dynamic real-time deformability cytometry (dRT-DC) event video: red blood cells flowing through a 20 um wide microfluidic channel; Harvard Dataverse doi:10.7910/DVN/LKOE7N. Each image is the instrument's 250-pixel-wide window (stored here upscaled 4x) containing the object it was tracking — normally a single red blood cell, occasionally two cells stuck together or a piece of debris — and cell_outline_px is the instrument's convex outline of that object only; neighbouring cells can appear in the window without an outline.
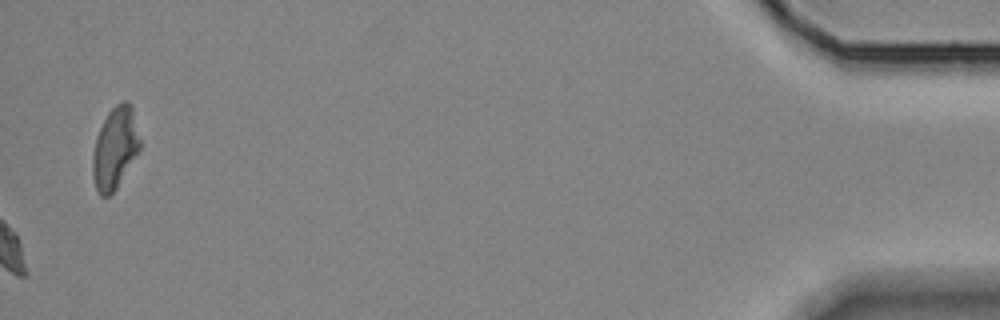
{"species": "Egyptian fruit bat (a non-hibernating species)", "species_latin": "Rousettus aegyptiacus", "temperature_condition": "room temperature", "stored_images_in_passage": 33, "camera_frame_rate_fps": 3000, "um_per_image_px": 0.085, "animal": {"sex": "female"}, "frame": {"image": 1, "passage_image": 33, "time_ms": 10.667, "image_size_px": [1000, 320], "cell_outline_px": [[140, 148], [116, 188], [108, 196], [100, 196], [96, 188], [92, 176], [92, 156], [96, 136], [108, 112], [120, 100], [128, 100], [132, 104], [140, 140]], "centroid_in_image_um": [9.76, 12.54], "position_along_channel_um": 425.4, "area_um2": 22.43}}